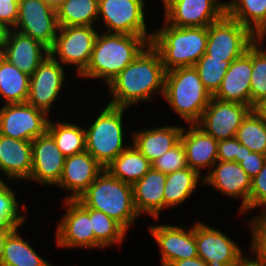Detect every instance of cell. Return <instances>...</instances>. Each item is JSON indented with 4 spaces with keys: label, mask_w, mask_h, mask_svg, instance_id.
<instances>
[{
    "label": "cell",
    "mask_w": 266,
    "mask_h": 266,
    "mask_svg": "<svg viewBox=\"0 0 266 266\" xmlns=\"http://www.w3.org/2000/svg\"><path fill=\"white\" fill-rule=\"evenodd\" d=\"M166 71L159 52L149 43L109 84V105L129 108L149 101L153 94H164ZM160 90V91H159Z\"/></svg>",
    "instance_id": "1"
},
{
    "label": "cell",
    "mask_w": 266,
    "mask_h": 266,
    "mask_svg": "<svg viewBox=\"0 0 266 266\" xmlns=\"http://www.w3.org/2000/svg\"><path fill=\"white\" fill-rule=\"evenodd\" d=\"M152 36L123 33L98 34L91 58L80 74L87 78H101L108 85L151 42Z\"/></svg>",
    "instance_id": "2"
},
{
    "label": "cell",
    "mask_w": 266,
    "mask_h": 266,
    "mask_svg": "<svg viewBox=\"0 0 266 266\" xmlns=\"http://www.w3.org/2000/svg\"><path fill=\"white\" fill-rule=\"evenodd\" d=\"M165 24L153 33L150 42L159 52L165 71L194 66L206 51L207 27Z\"/></svg>",
    "instance_id": "3"
},
{
    "label": "cell",
    "mask_w": 266,
    "mask_h": 266,
    "mask_svg": "<svg viewBox=\"0 0 266 266\" xmlns=\"http://www.w3.org/2000/svg\"><path fill=\"white\" fill-rule=\"evenodd\" d=\"M78 199L87 208L103 212L126 231L139 216L132 185L112 177L105 169Z\"/></svg>",
    "instance_id": "4"
},
{
    "label": "cell",
    "mask_w": 266,
    "mask_h": 266,
    "mask_svg": "<svg viewBox=\"0 0 266 266\" xmlns=\"http://www.w3.org/2000/svg\"><path fill=\"white\" fill-rule=\"evenodd\" d=\"M163 97L188 125L200 120L212 98L194 66L166 72Z\"/></svg>",
    "instance_id": "5"
},
{
    "label": "cell",
    "mask_w": 266,
    "mask_h": 266,
    "mask_svg": "<svg viewBox=\"0 0 266 266\" xmlns=\"http://www.w3.org/2000/svg\"><path fill=\"white\" fill-rule=\"evenodd\" d=\"M124 107L107 104L88 129H85L86 151L104 168L128 146H124Z\"/></svg>",
    "instance_id": "6"
},
{
    "label": "cell",
    "mask_w": 266,
    "mask_h": 266,
    "mask_svg": "<svg viewBox=\"0 0 266 266\" xmlns=\"http://www.w3.org/2000/svg\"><path fill=\"white\" fill-rule=\"evenodd\" d=\"M205 54L212 58L234 61L242 56L257 37L238 21L224 15L207 27Z\"/></svg>",
    "instance_id": "7"
},
{
    "label": "cell",
    "mask_w": 266,
    "mask_h": 266,
    "mask_svg": "<svg viewBox=\"0 0 266 266\" xmlns=\"http://www.w3.org/2000/svg\"><path fill=\"white\" fill-rule=\"evenodd\" d=\"M97 35L93 26L59 27L50 55L61 64L76 65L80 75L89 64Z\"/></svg>",
    "instance_id": "8"
},
{
    "label": "cell",
    "mask_w": 266,
    "mask_h": 266,
    "mask_svg": "<svg viewBox=\"0 0 266 266\" xmlns=\"http://www.w3.org/2000/svg\"><path fill=\"white\" fill-rule=\"evenodd\" d=\"M49 119L27 102L5 104L0 110V135L32 142L47 131Z\"/></svg>",
    "instance_id": "9"
},
{
    "label": "cell",
    "mask_w": 266,
    "mask_h": 266,
    "mask_svg": "<svg viewBox=\"0 0 266 266\" xmlns=\"http://www.w3.org/2000/svg\"><path fill=\"white\" fill-rule=\"evenodd\" d=\"M144 0H98V19L103 17L107 33L147 35Z\"/></svg>",
    "instance_id": "10"
},
{
    "label": "cell",
    "mask_w": 266,
    "mask_h": 266,
    "mask_svg": "<svg viewBox=\"0 0 266 266\" xmlns=\"http://www.w3.org/2000/svg\"><path fill=\"white\" fill-rule=\"evenodd\" d=\"M165 22L175 27H208L226 14L219 0H162Z\"/></svg>",
    "instance_id": "11"
},
{
    "label": "cell",
    "mask_w": 266,
    "mask_h": 266,
    "mask_svg": "<svg viewBox=\"0 0 266 266\" xmlns=\"http://www.w3.org/2000/svg\"><path fill=\"white\" fill-rule=\"evenodd\" d=\"M58 28L56 11L42 0H20L14 30L30 36L50 50Z\"/></svg>",
    "instance_id": "12"
},
{
    "label": "cell",
    "mask_w": 266,
    "mask_h": 266,
    "mask_svg": "<svg viewBox=\"0 0 266 266\" xmlns=\"http://www.w3.org/2000/svg\"><path fill=\"white\" fill-rule=\"evenodd\" d=\"M251 110L248 105L223 102L212 97L196 125L215 140L233 138Z\"/></svg>",
    "instance_id": "13"
},
{
    "label": "cell",
    "mask_w": 266,
    "mask_h": 266,
    "mask_svg": "<svg viewBox=\"0 0 266 266\" xmlns=\"http://www.w3.org/2000/svg\"><path fill=\"white\" fill-rule=\"evenodd\" d=\"M66 213L57 227L56 241L59 247L95 248L89 208L79 199H65Z\"/></svg>",
    "instance_id": "14"
},
{
    "label": "cell",
    "mask_w": 266,
    "mask_h": 266,
    "mask_svg": "<svg viewBox=\"0 0 266 266\" xmlns=\"http://www.w3.org/2000/svg\"><path fill=\"white\" fill-rule=\"evenodd\" d=\"M197 254L208 266H235L243 256L232 239L218 229L198 222L195 224Z\"/></svg>",
    "instance_id": "15"
},
{
    "label": "cell",
    "mask_w": 266,
    "mask_h": 266,
    "mask_svg": "<svg viewBox=\"0 0 266 266\" xmlns=\"http://www.w3.org/2000/svg\"><path fill=\"white\" fill-rule=\"evenodd\" d=\"M48 55L30 76L27 103L43 110L47 115L58 97L65 79L64 66Z\"/></svg>",
    "instance_id": "16"
},
{
    "label": "cell",
    "mask_w": 266,
    "mask_h": 266,
    "mask_svg": "<svg viewBox=\"0 0 266 266\" xmlns=\"http://www.w3.org/2000/svg\"><path fill=\"white\" fill-rule=\"evenodd\" d=\"M150 232L161 251L162 266H169L172 262L192 259L198 256L195 240V225L188 231L183 225H153Z\"/></svg>",
    "instance_id": "17"
},
{
    "label": "cell",
    "mask_w": 266,
    "mask_h": 266,
    "mask_svg": "<svg viewBox=\"0 0 266 266\" xmlns=\"http://www.w3.org/2000/svg\"><path fill=\"white\" fill-rule=\"evenodd\" d=\"M204 183L232 198H242L240 214L249 211L251 177L237 162L217 161L205 175Z\"/></svg>",
    "instance_id": "18"
},
{
    "label": "cell",
    "mask_w": 266,
    "mask_h": 266,
    "mask_svg": "<svg viewBox=\"0 0 266 266\" xmlns=\"http://www.w3.org/2000/svg\"><path fill=\"white\" fill-rule=\"evenodd\" d=\"M65 156L46 131L32 141V170L29 180L41 185H57L62 176Z\"/></svg>",
    "instance_id": "19"
},
{
    "label": "cell",
    "mask_w": 266,
    "mask_h": 266,
    "mask_svg": "<svg viewBox=\"0 0 266 266\" xmlns=\"http://www.w3.org/2000/svg\"><path fill=\"white\" fill-rule=\"evenodd\" d=\"M0 55L19 70L31 76L39 64L50 55L49 49L17 30L7 31Z\"/></svg>",
    "instance_id": "20"
},
{
    "label": "cell",
    "mask_w": 266,
    "mask_h": 266,
    "mask_svg": "<svg viewBox=\"0 0 266 266\" xmlns=\"http://www.w3.org/2000/svg\"><path fill=\"white\" fill-rule=\"evenodd\" d=\"M252 75V44L239 58L232 61L213 96L223 102H236L251 108L250 80Z\"/></svg>",
    "instance_id": "21"
},
{
    "label": "cell",
    "mask_w": 266,
    "mask_h": 266,
    "mask_svg": "<svg viewBox=\"0 0 266 266\" xmlns=\"http://www.w3.org/2000/svg\"><path fill=\"white\" fill-rule=\"evenodd\" d=\"M103 170L104 167L87 151L66 157L62 176L57 186L73 193L65 199L76 200Z\"/></svg>",
    "instance_id": "22"
},
{
    "label": "cell",
    "mask_w": 266,
    "mask_h": 266,
    "mask_svg": "<svg viewBox=\"0 0 266 266\" xmlns=\"http://www.w3.org/2000/svg\"><path fill=\"white\" fill-rule=\"evenodd\" d=\"M181 143L185 149L187 165L199 174L204 168H208V174L217 160L218 140L206 134L196 124H190L189 130L183 128ZM201 169V171H200Z\"/></svg>",
    "instance_id": "23"
},
{
    "label": "cell",
    "mask_w": 266,
    "mask_h": 266,
    "mask_svg": "<svg viewBox=\"0 0 266 266\" xmlns=\"http://www.w3.org/2000/svg\"><path fill=\"white\" fill-rule=\"evenodd\" d=\"M32 170V142L0 135V171L9 180H28Z\"/></svg>",
    "instance_id": "24"
},
{
    "label": "cell",
    "mask_w": 266,
    "mask_h": 266,
    "mask_svg": "<svg viewBox=\"0 0 266 266\" xmlns=\"http://www.w3.org/2000/svg\"><path fill=\"white\" fill-rule=\"evenodd\" d=\"M165 181L166 174L151 167L132 185L134 205L139 215L147 213L158 220L160 211L164 209Z\"/></svg>",
    "instance_id": "25"
},
{
    "label": "cell",
    "mask_w": 266,
    "mask_h": 266,
    "mask_svg": "<svg viewBox=\"0 0 266 266\" xmlns=\"http://www.w3.org/2000/svg\"><path fill=\"white\" fill-rule=\"evenodd\" d=\"M184 127L163 126L153 129L134 132L133 145L150 161L152 164L162 154L175 146L181 138Z\"/></svg>",
    "instance_id": "26"
},
{
    "label": "cell",
    "mask_w": 266,
    "mask_h": 266,
    "mask_svg": "<svg viewBox=\"0 0 266 266\" xmlns=\"http://www.w3.org/2000/svg\"><path fill=\"white\" fill-rule=\"evenodd\" d=\"M150 161L133 145H129L104 169L112 176L133 185L150 169Z\"/></svg>",
    "instance_id": "27"
},
{
    "label": "cell",
    "mask_w": 266,
    "mask_h": 266,
    "mask_svg": "<svg viewBox=\"0 0 266 266\" xmlns=\"http://www.w3.org/2000/svg\"><path fill=\"white\" fill-rule=\"evenodd\" d=\"M226 15L247 27L257 38L266 34V0H231Z\"/></svg>",
    "instance_id": "28"
},
{
    "label": "cell",
    "mask_w": 266,
    "mask_h": 266,
    "mask_svg": "<svg viewBox=\"0 0 266 266\" xmlns=\"http://www.w3.org/2000/svg\"><path fill=\"white\" fill-rule=\"evenodd\" d=\"M190 167L166 175L164 186V208H170L185 202L195 191L199 181L204 178Z\"/></svg>",
    "instance_id": "29"
},
{
    "label": "cell",
    "mask_w": 266,
    "mask_h": 266,
    "mask_svg": "<svg viewBox=\"0 0 266 266\" xmlns=\"http://www.w3.org/2000/svg\"><path fill=\"white\" fill-rule=\"evenodd\" d=\"M29 84L30 76L0 55V96L5 104L27 102Z\"/></svg>",
    "instance_id": "30"
},
{
    "label": "cell",
    "mask_w": 266,
    "mask_h": 266,
    "mask_svg": "<svg viewBox=\"0 0 266 266\" xmlns=\"http://www.w3.org/2000/svg\"><path fill=\"white\" fill-rule=\"evenodd\" d=\"M48 262L39 256L15 228L6 238L1 266H46Z\"/></svg>",
    "instance_id": "31"
},
{
    "label": "cell",
    "mask_w": 266,
    "mask_h": 266,
    "mask_svg": "<svg viewBox=\"0 0 266 266\" xmlns=\"http://www.w3.org/2000/svg\"><path fill=\"white\" fill-rule=\"evenodd\" d=\"M56 15L59 27L94 26L98 20V0H67Z\"/></svg>",
    "instance_id": "32"
},
{
    "label": "cell",
    "mask_w": 266,
    "mask_h": 266,
    "mask_svg": "<svg viewBox=\"0 0 266 266\" xmlns=\"http://www.w3.org/2000/svg\"><path fill=\"white\" fill-rule=\"evenodd\" d=\"M47 132L65 157L86 151L85 128L74 123L48 121Z\"/></svg>",
    "instance_id": "33"
},
{
    "label": "cell",
    "mask_w": 266,
    "mask_h": 266,
    "mask_svg": "<svg viewBox=\"0 0 266 266\" xmlns=\"http://www.w3.org/2000/svg\"><path fill=\"white\" fill-rule=\"evenodd\" d=\"M235 138L250 151L266 155V121L254 110L242 120Z\"/></svg>",
    "instance_id": "34"
},
{
    "label": "cell",
    "mask_w": 266,
    "mask_h": 266,
    "mask_svg": "<svg viewBox=\"0 0 266 266\" xmlns=\"http://www.w3.org/2000/svg\"><path fill=\"white\" fill-rule=\"evenodd\" d=\"M91 225L95 237V248H104L122 243L127 232L118 222L101 211L89 208Z\"/></svg>",
    "instance_id": "35"
},
{
    "label": "cell",
    "mask_w": 266,
    "mask_h": 266,
    "mask_svg": "<svg viewBox=\"0 0 266 266\" xmlns=\"http://www.w3.org/2000/svg\"><path fill=\"white\" fill-rule=\"evenodd\" d=\"M231 63L232 61L212 58L211 56L204 53L194 65V68L197 70L200 80L212 97L219 90L222 80Z\"/></svg>",
    "instance_id": "36"
},
{
    "label": "cell",
    "mask_w": 266,
    "mask_h": 266,
    "mask_svg": "<svg viewBox=\"0 0 266 266\" xmlns=\"http://www.w3.org/2000/svg\"><path fill=\"white\" fill-rule=\"evenodd\" d=\"M264 38H257L252 43V75L250 80L251 109L266 98V51L258 46Z\"/></svg>",
    "instance_id": "37"
},
{
    "label": "cell",
    "mask_w": 266,
    "mask_h": 266,
    "mask_svg": "<svg viewBox=\"0 0 266 266\" xmlns=\"http://www.w3.org/2000/svg\"><path fill=\"white\" fill-rule=\"evenodd\" d=\"M15 192L4 182L0 185V227H20L25 220L19 214Z\"/></svg>",
    "instance_id": "38"
},
{
    "label": "cell",
    "mask_w": 266,
    "mask_h": 266,
    "mask_svg": "<svg viewBox=\"0 0 266 266\" xmlns=\"http://www.w3.org/2000/svg\"><path fill=\"white\" fill-rule=\"evenodd\" d=\"M154 170L169 174L187 168L186 153L181 140L170 150L157 158L152 164Z\"/></svg>",
    "instance_id": "39"
},
{
    "label": "cell",
    "mask_w": 266,
    "mask_h": 266,
    "mask_svg": "<svg viewBox=\"0 0 266 266\" xmlns=\"http://www.w3.org/2000/svg\"><path fill=\"white\" fill-rule=\"evenodd\" d=\"M252 231L251 253L266 261V208L249 223Z\"/></svg>",
    "instance_id": "40"
},
{
    "label": "cell",
    "mask_w": 266,
    "mask_h": 266,
    "mask_svg": "<svg viewBox=\"0 0 266 266\" xmlns=\"http://www.w3.org/2000/svg\"><path fill=\"white\" fill-rule=\"evenodd\" d=\"M259 206L266 207V161L261 171L251 179L249 211Z\"/></svg>",
    "instance_id": "41"
},
{
    "label": "cell",
    "mask_w": 266,
    "mask_h": 266,
    "mask_svg": "<svg viewBox=\"0 0 266 266\" xmlns=\"http://www.w3.org/2000/svg\"><path fill=\"white\" fill-rule=\"evenodd\" d=\"M265 161L266 155L252 152L246 146L241 144L239 164L251 178L261 171Z\"/></svg>",
    "instance_id": "42"
},
{
    "label": "cell",
    "mask_w": 266,
    "mask_h": 266,
    "mask_svg": "<svg viewBox=\"0 0 266 266\" xmlns=\"http://www.w3.org/2000/svg\"><path fill=\"white\" fill-rule=\"evenodd\" d=\"M241 143L235 138L218 141L217 160L223 162H240Z\"/></svg>",
    "instance_id": "43"
},
{
    "label": "cell",
    "mask_w": 266,
    "mask_h": 266,
    "mask_svg": "<svg viewBox=\"0 0 266 266\" xmlns=\"http://www.w3.org/2000/svg\"><path fill=\"white\" fill-rule=\"evenodd\" d=\"M20 0H0V23L8 30L14 29L18 19Z\"/></svg>",
    "instance_id": "44"
},
{
    "label": "cell",
    "mask_w": 266,
    "mask_h": 266,
    "mask_svg": "<svg viewBox=\"0 0 266 266\" xmlns=\"http://www.w3.org/2000/svg\"><path fill=\"white\" fill-rule=\"evenodd\" d=\"M169 266H208V264L202 260L200 257H195L192 259H183L179 261L172 262Z\"/></svg>",
    "instance_id": "45"
},
{
    "label": "cell",
    "mask_w": 266,
    "mask_h": 266,
    "mask_svg": "<svg viewBox=\"0 0 266 266\" xmlns=\"http://www.w3.org/2000/svg\"><path fill=\"white\" fill-rule=\"evenodd\" d=\"M235 266H266V261L261 260L256 257V259H252L249 257L242 256Z\"/></svg>",
    "instance_id": "46"
},
{
    "label": "cell",
    "mask_w": 266,
    "mask_h": 266,
    "mask_svg": "<svg viewBox=\"0 0 266 266\" xmlns=\"http://www.w3.org/2000/svg\"><path fill=\"white\" fill-rule=\"evenodd\" d=\"M17 227H0V266L3 256L4 243L8 235Z\"/></svg>",
    "instance_id": "47"
},
{
    "label": "cell",
    "mask_w": 266,
    "mask_h": 266,
    "mask_svg": "<svg viewBox=\"0 0 266 266\" xmlns=\"http://www.w3.org/2000/svg\"><path fill=\"white\" fill-rule=\"evenodd\" d=\"M253 110L264 120L266 121V98L262 99L257 103Z\"/></svg>",
    "instance_id": "48"
},
{
    "label": "cell",
    "mask_w": 266,
    "mask_h": 266,
    "mask_svg": "<svg viewBox=\"0 0 266 266\" xmlns=\"http://www.w3.org/2000/svg\"><path fill=\"white\" fill-rule=\"evenodd\" d=\"M45 4H47L50 8L57 11V9L65 3L67 0H42Z\"/></svg>",
    "instance_id": "49"
},
{
    "label": "cell",
    "mask_w": 266,
    "mask_h": 266,
    "mask_svg": "<svg viewBox=\"0 0 266 266\" xmlns=\"http://www.w3.org/2000/svg\"><path fill=\"white\" fill-rule=\"evenodd\" d=\"M8 29L5 28L1 23H0V51L1 48L3 47L4 41L6 39V34H7Z\"/></svg>",
    "instance_id": "50"
},
{
    "label": "cell",
    "mask_w": 266,
    "mask_h": 266,
    "mask_svg": "<svg viewBox=\"0 0 266 266\" xmlns=\"http://www.w3.org/2000/svg\"><path fill=\"white\" fill-rule=\"evenodd\" d=\"M2 183H4V181H3V180H1V178H0V185H1Z\"/></svg>",
    "instance_id": "51"
}]
</instances>
